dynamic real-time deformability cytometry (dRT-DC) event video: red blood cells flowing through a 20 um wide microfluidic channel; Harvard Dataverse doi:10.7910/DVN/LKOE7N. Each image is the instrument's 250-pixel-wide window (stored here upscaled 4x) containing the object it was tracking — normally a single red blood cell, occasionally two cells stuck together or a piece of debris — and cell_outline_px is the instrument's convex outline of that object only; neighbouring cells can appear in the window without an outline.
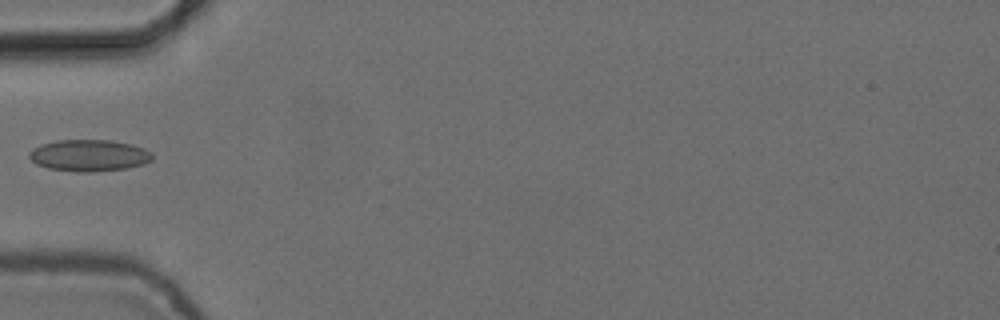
{"species": "common noctule bat (a hibernating species)", "species_latin": "Nyctalus noctula", "temperature_condition": "cold", "stored_images_in_passage": 2, "camera_frame_rate_fps": 3000, "um_per_image_px": 0.085, "animal": {"sex": "female", "body_mass_g": 24.6, "forearm_length_mm": 56.2}, "frame": {"image": 1, "passage_image": 2, "time_ms": 0.333, "image_size_px": [1000, 320], "cell_outline_px": [[152, 160], [144, 164], [128, 168], [92, 172], [76, 172], [48, 168], [36, 164], [28, 156], [28, 152], [32, 148], [40, 144], [56, 140], [108, 140], [132, 144], [144, 148], [152, 152]], "centroid_in_image_um": [7.56, 13.21], "position_along_channel_um": 77.4, "area_um2": 22.95}}